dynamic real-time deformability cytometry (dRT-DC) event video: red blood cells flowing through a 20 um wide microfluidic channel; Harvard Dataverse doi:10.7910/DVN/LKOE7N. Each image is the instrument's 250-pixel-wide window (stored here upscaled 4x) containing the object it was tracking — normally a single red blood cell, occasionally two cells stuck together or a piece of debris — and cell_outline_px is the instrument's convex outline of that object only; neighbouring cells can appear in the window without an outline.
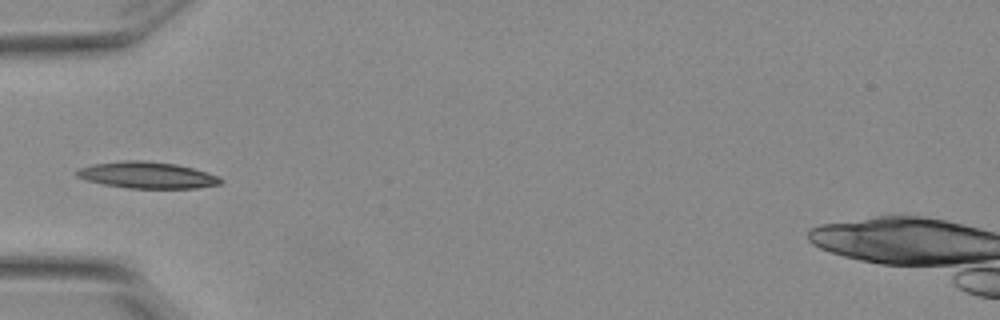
{"species": "Egyptian fruit bat (a non-hibernating species)", "species_latin": "Rousettus aegyptiacus", "temperature_condition": "warm", "stored_images_in_passage": 5, "camera_frame_rate_fps": 3000, "um_per_image_px": 0.085, "animal": {"sex": "female"}, "frame": {"image": 1, "passage_image": 5, "time_ms": 1.333, "image_size_px": [1000, 320], "cell_outline_px": [[224, 180], [220, 184], [196, 188], [128, 188], [104, 184], [84, 180], [76, 176], [72, 172], [80, 168], [92, 164], [124, 160], [144, 160], [176, 164], [192, 168], [220, 176]], "centroid_in_image_um": [12.48, 14.88], "position_along_channel_um": 72.5, "area_um2": 22.37}}